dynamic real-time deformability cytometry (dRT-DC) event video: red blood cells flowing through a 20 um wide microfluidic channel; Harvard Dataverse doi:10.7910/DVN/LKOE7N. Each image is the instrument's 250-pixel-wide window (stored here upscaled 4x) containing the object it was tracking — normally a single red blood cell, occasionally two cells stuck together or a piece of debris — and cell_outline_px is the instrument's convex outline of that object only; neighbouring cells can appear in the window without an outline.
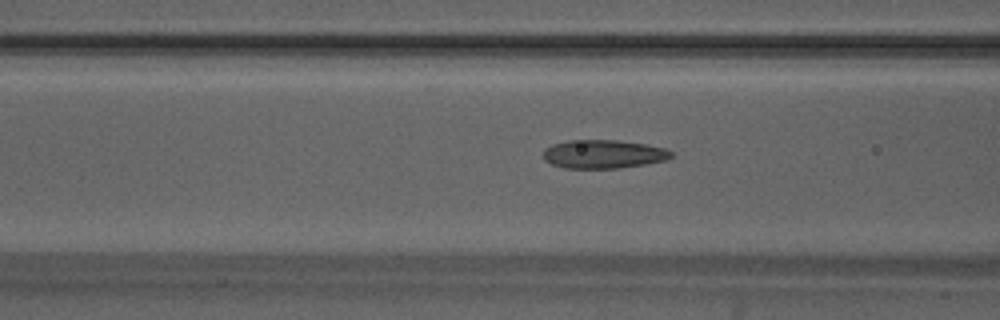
{"species": "Egyptian fruit bat (a non-hibernating species)", "species_latin": "Rousettus aegyptiacus", "temperature_condition": "warm", "stored_images_in_passage": 42, "camera_frame_rate_fps": 3000, "um_per_image_px": 0.085, "animal": {"sex": "male"}, "frame": {"image": 1, "passage_image": 10, "time_ms": 3.0, "image_size_px": [1000, 320], "cell_outline_px": [[672, 156], [664, 160], [644, 164], [616, 168], [564, 168], [552, 164], [544, 160], [544, 148], [552, 144], [568, 140], [616, 140], [648, 144], [664, 148], [672, 152]], "centroid_in_image_um": [51.25, 13.09], "position_along_channel_um": 115.3, "area_um2": 21.21}}
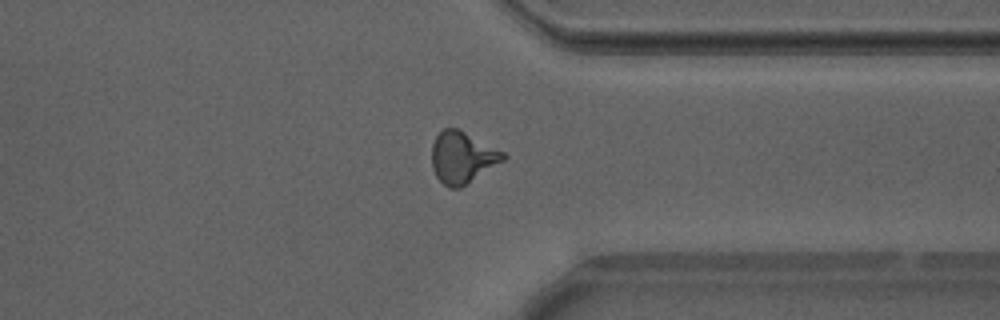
{"frame": {"image": 2, "passage_image": 30, "time_ms": 9.667, "image_size_px": [1000, 320], "cell_outline_px": [[508, 156], [504, 160], [460, 188], [448, 188], [436, 176], [432, 168], [432, 144], [436, 136], [444, 128], [456, 128], [504, 152]], "centroid_in_image_um": [39.28, 13.39], "position_along_channel_um": 372.1, "area_um2": 21.15}}
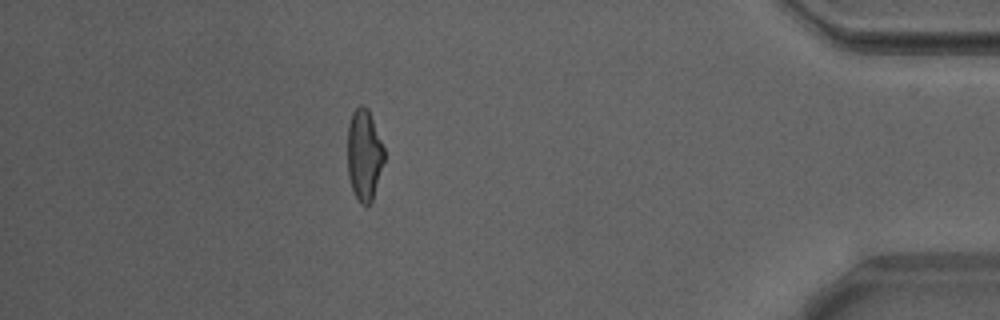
{"frame": {"image": 3, "passage_image": 36, "time_ms": 11.667, "image_size_px": [1000, 320], "cell_outline_px": [[384, 160], [372, 200], [368, 204], [360, 204], [352, 188], [348, 176], [348, 124], [352, 112], [360, 104], [364, 104], [368, 108], [384, 148]], "centroid_in_image_um": [30.94, 13.12], "position_along_channel_um": 404.3, "area_um2": 19.31}, "authors_computed_cell_mechanics": {"area_um2": 20.4612, "velocity_mm_per_s": 3.9059, "shape_relaxation_time_tau1_ms": null, "shape_relaxation_time_tau2_ms": 1.2976, "deformation_change_tau1": null, "deformation_change_tau2": 0.1089}}